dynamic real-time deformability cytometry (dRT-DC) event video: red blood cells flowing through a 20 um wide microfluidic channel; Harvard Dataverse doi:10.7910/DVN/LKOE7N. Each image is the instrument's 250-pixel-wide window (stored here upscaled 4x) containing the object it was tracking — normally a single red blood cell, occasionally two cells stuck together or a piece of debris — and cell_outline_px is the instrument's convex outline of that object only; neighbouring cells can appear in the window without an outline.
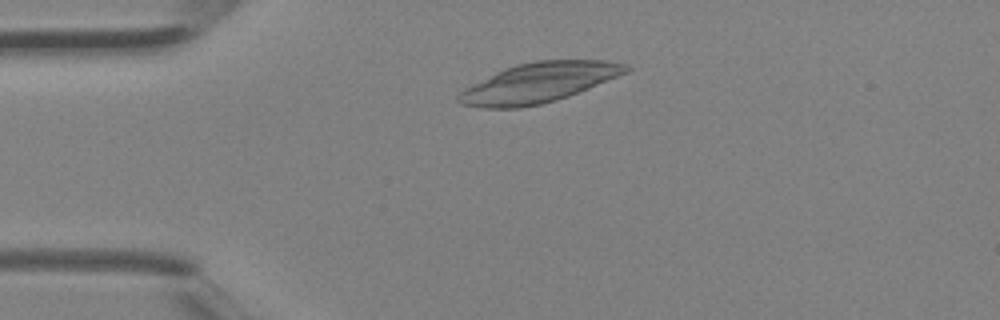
{"species": "Egyptian fruit bat (a non-hibernating species)", "species_latin": "Rousettus aegyptiacus", "temperature_condition": "room temperature", "stored_images_in_passage": 2, "camera_frame_rate_fps": 3000, "um_per_image_px": 0.085, "animal": {"sex": "female"}, "frame": {"image": 1, "passage_image": 2, "time_ms": 0.333, "image_size_px": [1000, 320], "cell_outline_px": [[632, 68], [628, 72], [568, 96], [556, 100], [540, 104], [520, 108], [480, 108], [460, 104], [456, 100], [456, 96], [464, 88], [504, 68], [516, 64], [536, 60], [604, 60], [628, 64]], "centroid_in_image_um": [45.76, 7.03], "position_along_channel_um": 39.2, "area_um2": 38.84}}